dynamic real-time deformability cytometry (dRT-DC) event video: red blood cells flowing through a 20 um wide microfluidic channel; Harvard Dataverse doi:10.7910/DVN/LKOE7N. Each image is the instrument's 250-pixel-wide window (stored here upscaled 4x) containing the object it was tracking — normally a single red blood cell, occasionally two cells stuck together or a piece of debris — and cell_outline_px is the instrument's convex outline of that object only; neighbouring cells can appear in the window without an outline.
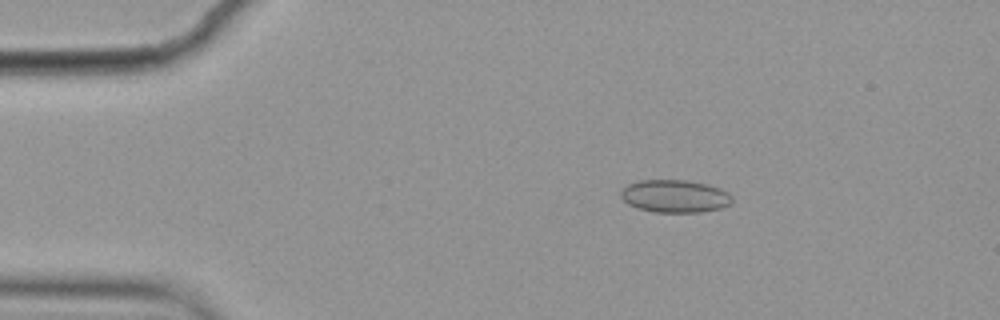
{"species": "common noctule bat (a hibernating species)", "species_latin": "Nyctalus noctula", "temperature_condition": "cold", "stored_images_in_passage": 5, "camera_frame_rate_fps": 3000, "um_per_image_px": 0.085, "animal": {"sex": "female", "body_mass_g": 19.9}, "frame": {"image": 1, "passage_image": 3, "time_ms": 0.667, "image_size_px": [1000, 320], "cell_outline_px": [[732, 200], [728, 204], [720, 208], [700, 212], [652, 212], [636, 208], [628, 204], [620, 196], [620, 192], [628, 184], [640, 180], [688, 180], [720, 188], [728, 192], [732, 196]], "centroid_in_image_um": [57.33, 16.67], "position_along_channel_um": 27.7, "area_um2": 21.15}}
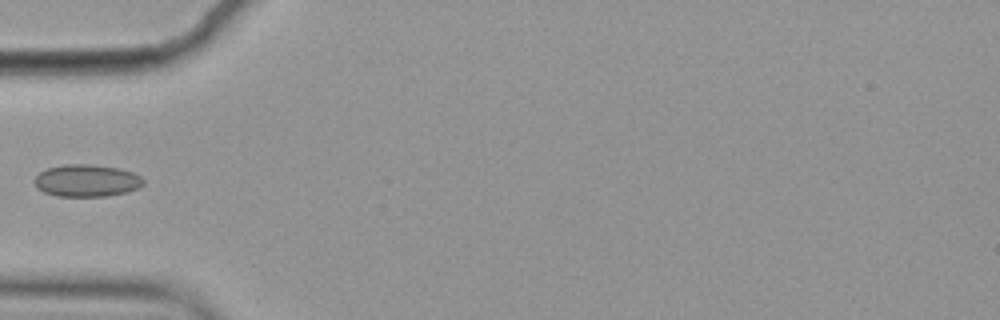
{"frame": {"image": 2, "passage_image": 5, "time_ms": 1.333, "image_size_px": [1000, 320], "cell_outline_px": [[144, 184], [140, 188], [128, 192], [108, 196], [56, 196], [44, 192], [36, 188], [36, 176], [40, 172], [48, 168], [64, 164], [92, 164], [116, 168], [132, 172], [140, 176], [144, 180]], "centroid_in_image_um": [7.4, 15.36], "position_along_channel_um": 77.6, "area_um2": 20.46}}